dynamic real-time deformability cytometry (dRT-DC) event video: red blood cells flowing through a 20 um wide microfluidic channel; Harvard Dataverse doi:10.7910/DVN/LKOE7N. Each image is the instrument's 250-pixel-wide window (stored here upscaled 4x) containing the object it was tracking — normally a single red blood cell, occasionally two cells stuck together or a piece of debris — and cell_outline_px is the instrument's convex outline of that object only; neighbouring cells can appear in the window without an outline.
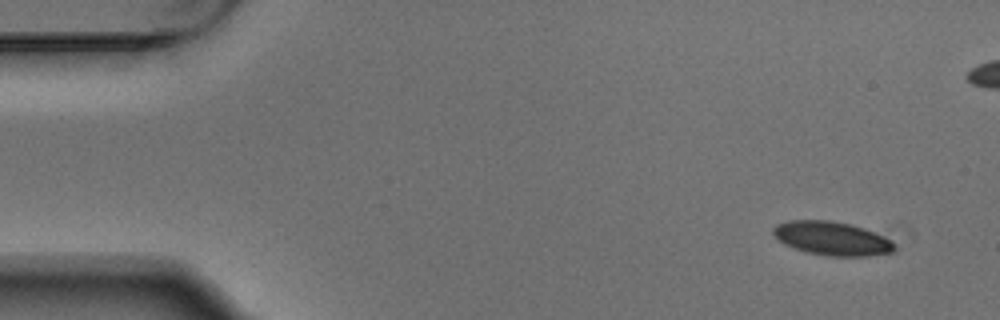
{"species": "Egyptian fruit bat (a non-hibernating species)", "species_latin": "Rousettus aegyptiacus", "temperature_condition": "warm", "stored_images_in_passage": 4, "camera_frame_rate_fps": 3000, "um_per_image_px": 0.085, "animal": {"sex": "male"}, "frame": {"image": 1, "passage_image": 1, "time_ms": 0.0, "image_size_px": [1000, 320], "cell_outline_px": [[896, 248], [892, 252], [868, 256], [828, 256], [804, 252], [784, 244], [776, 240], [772, 232], [772, 228], [776, 224], [788, 220], [828, 220], [852, 224], [864, 228], [892, 240]], "centroid_in_image_um": [70.67, 20.26], "position_along_channel_um": 14.3, "area_um2": 24.1}}